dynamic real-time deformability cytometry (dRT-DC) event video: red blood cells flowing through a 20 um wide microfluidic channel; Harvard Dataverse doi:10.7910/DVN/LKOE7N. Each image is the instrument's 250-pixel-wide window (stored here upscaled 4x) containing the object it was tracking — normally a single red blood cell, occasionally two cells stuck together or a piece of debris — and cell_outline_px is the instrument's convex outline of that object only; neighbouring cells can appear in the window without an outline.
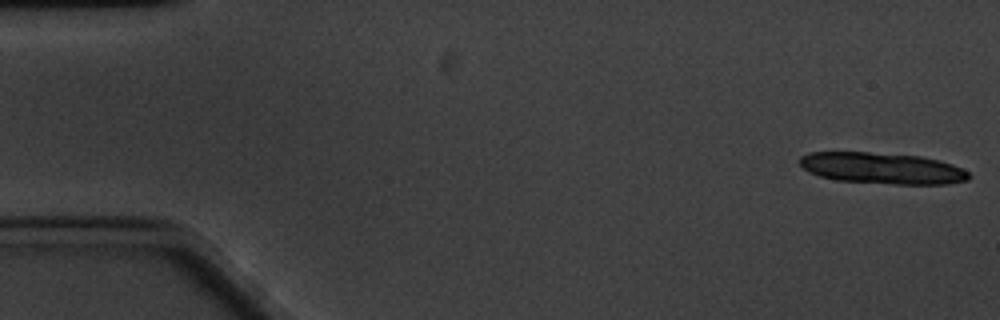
{"species": "common noctule bat (a hibernating species)", "species_latin": "Nyctalus noctula", "temperature_condition": "cold", "stored_images_in_passage": 14, "camera_frame_rate_fps": 3000, "um_per_image_px": 0.085, "animal": {"sex": "male", "body_mass_g": 20.1, "forearm_length_mm": 53.5}, "frame": {"image": 1, "passage_image": 1, "time_ms": 0.0, "image_size_px": [1000, 320], "cell_outline_px": [[972, 176], [968, 180], [948, 184], [896, 184], [836, 180], [820, 176], [808, 172], [800, 164], [800, 156], [808, 152], [868, 152], [920, 156], [940, 160], [952, 164], [968, 172]], "centroid_in_image_um": [74.99, 14.3], "position_along_channel_um": 10.0, "area_um2": 30.87}}